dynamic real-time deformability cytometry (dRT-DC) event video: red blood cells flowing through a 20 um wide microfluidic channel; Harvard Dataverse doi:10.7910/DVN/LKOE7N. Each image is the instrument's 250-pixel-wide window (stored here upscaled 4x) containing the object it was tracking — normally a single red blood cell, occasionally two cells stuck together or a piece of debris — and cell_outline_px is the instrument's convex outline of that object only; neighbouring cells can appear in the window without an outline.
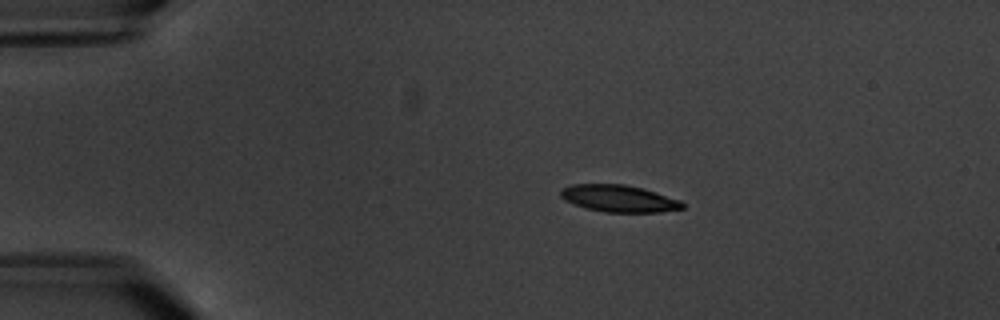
{"species": "common noctule bat (a hibernating species)", "species_latin": "Nyctalus noctula", "temperature_condition": "warm", "stored_images_in_passage": 4, "camera_frame_rate_fps": 3000, "um_per_image_px": 0.085, "animal": {"sex": "male", "body_mass_g": 20.1, "forearm_length_mm": 53.5}, "frame": {"image": 1, "passage_image": 1, "time_ms": 0.0, "image_size_px": [1000, 320], "cell_outline_px": [[684, 208], [660, 212], [604, 212], [584, 208], [572, 204], [564, 200], [560, 196], [560, 192], [564, 188], [572, 184], [624, 184], [644, 188], [680, 200], [684, 204]], "centroid_in_image_um": [52.59, 16.87], "position_along_channel_um": 32.4, "area_um2": 19.25}}